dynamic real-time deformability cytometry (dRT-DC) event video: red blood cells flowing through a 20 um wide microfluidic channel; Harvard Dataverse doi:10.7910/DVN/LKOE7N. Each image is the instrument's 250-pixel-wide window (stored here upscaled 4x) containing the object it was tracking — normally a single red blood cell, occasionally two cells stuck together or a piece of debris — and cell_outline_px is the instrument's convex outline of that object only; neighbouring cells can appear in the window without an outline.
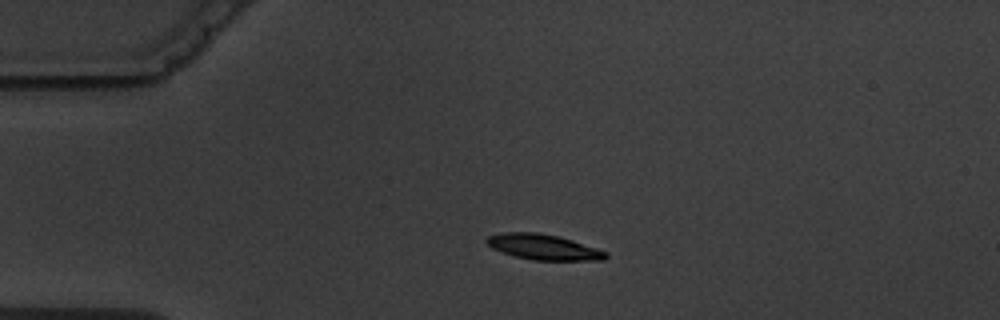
{"species": "common noctule bat (a hibernating species)", "species_latin": "Nyctalus noctula", "temperature_condition": "warm", "stored_images_in_passage": 3, "camera_frame_rate_fps": 3000, "um_per_image_px": 0.085, "animal": {"sex": "male", "body_mass_g": 19.5, "forearm_length_mm": 54.6}, "frame": {"image": 1, "passage_image": 3, "time_ms": 2.667, "image_size_px": [1000, 320], "cell_outline_px": [[608, 256], [604, 260], [532, 260], [516, 256], [492, 248], [484, 240], [488, 236], [504, 232], [536, 232], [556, 236], [572, 240], [608, 252]], "centroid_in_image_um": [46.2, 21.0], "position_along_channel_um": 38.8, "area_um2": 17.46}}